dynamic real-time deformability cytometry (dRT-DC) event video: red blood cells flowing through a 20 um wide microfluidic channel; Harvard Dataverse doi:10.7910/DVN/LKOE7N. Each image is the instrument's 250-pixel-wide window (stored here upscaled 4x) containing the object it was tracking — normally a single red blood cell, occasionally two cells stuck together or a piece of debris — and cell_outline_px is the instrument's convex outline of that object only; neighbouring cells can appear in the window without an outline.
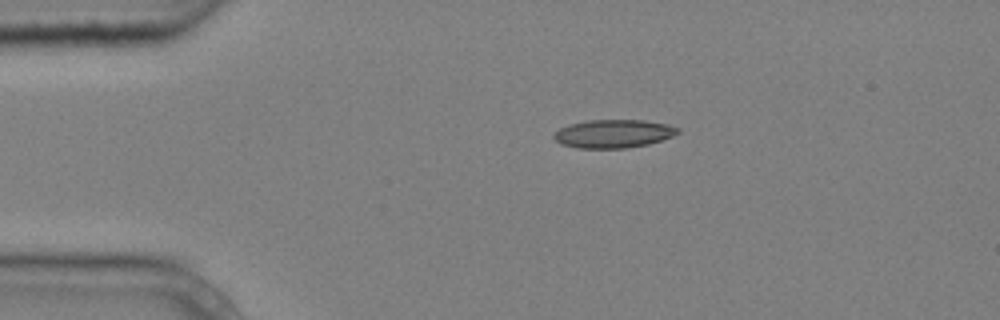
{"species": "common noctule bat (a hibernating species)", "species_latin": "Nyctalus noctula", "temperature_condition": "cold", "stored_images_in_passage": 2, "camera_frame_rate_fps": 3000, "um_per_image_px": 0.085, "animal": {"sex": "male", "body_mass_g": 20.4}, "frame": {"image": 1, "passage_image": 1, "time_ms": 0.0, "image_size_px": [1000, 320], "cell_outline_px": [[680, 132], [672, 136], [648, 144], [628, 148], [576, 148], [560, 144], [552, 136], [560, 128], [568, 124], [588, 120], [644, 120], [668, 124], [680, 128]], "centroid_in_image_um": [52.14, 11.36], "position_along_channel_um": 32.9, "area_um2": 20.52}}